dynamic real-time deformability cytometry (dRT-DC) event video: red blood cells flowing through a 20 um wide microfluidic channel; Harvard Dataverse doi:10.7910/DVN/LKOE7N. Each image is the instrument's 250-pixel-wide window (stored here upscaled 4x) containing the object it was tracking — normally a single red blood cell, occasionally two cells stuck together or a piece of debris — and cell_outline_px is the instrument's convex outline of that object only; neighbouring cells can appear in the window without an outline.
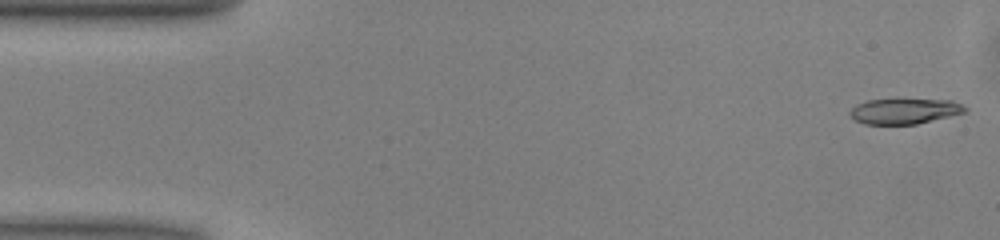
{"species": "common noctule bat (a hibernating species)", "species_latin": "Nyctalus noctula", "temperature_condition": "warm", "stored_images_in_passage": 50, "camera_frame_rate_fps": 3000, "um_per_image_px": 0.085, "animal": {"sex": "male", "body_mass_g": 13.0, "forearm_length_mm": 53.1}, "frame": {"image": 1, "passage_image": 1, "time_ms": 0.0, "image_size_px": [1000, 240], "cell_outline_px": [[968, 112], [916, 124], [864, 124], [856, 120], [848, 112], [856, 104], [868, 100], [952, 100], [968, 108]], "centroid_in_image_um": [76.9, 9.45], "position_along_channel_um": 8.1, "area_um2": 16.88}}
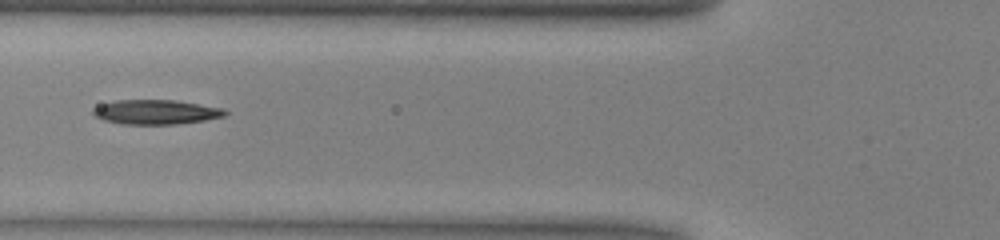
{"frame": {"image": 2, "passage_image": 18, "time_ms": 5.667, "image_size_px": [1000, 240], "cell_outline_px": [[228, 112], [224, 116], [204, 120], [176, 124], [124, 124], [104, 120], [96, 116], [92, 112], [92, 108], [116, 100], [176, 100], [224, 108]], "centroid_in_image_um": [13.28, 9.52], "position_along_channel_um": 112.5, "area_um2": 18.73}}
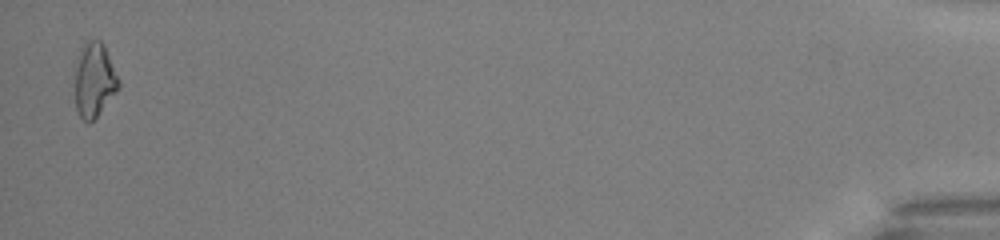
{"frame": {"image": 3, "passage_image": 49, "time_ms": 16.0, "image_size_px": [1000, 240], "cell_outline_px": [[120, 88], [96, 116], [88, 124], [80, 116], [76, 108], [76, 72], [80, 48], [88, 40], [100, 40], [104, 44], [120, 80]], "centroid_in_image_um": [8.05, 6.78], "position_along_channel_um": 427.2, "area_um2": 18.67}, "authors_computed_cell_mechanics": {"area_um2": 18.4382, "velocity_mm_per_s": 4.036, "shape_relaxation_time_tau1_ms": 8.1224, "shape_relaxation_time_tau2_ms": 7.0826, "deformation_change_tau1": 0.211, "deformation_change_tau2": 0.1791}}